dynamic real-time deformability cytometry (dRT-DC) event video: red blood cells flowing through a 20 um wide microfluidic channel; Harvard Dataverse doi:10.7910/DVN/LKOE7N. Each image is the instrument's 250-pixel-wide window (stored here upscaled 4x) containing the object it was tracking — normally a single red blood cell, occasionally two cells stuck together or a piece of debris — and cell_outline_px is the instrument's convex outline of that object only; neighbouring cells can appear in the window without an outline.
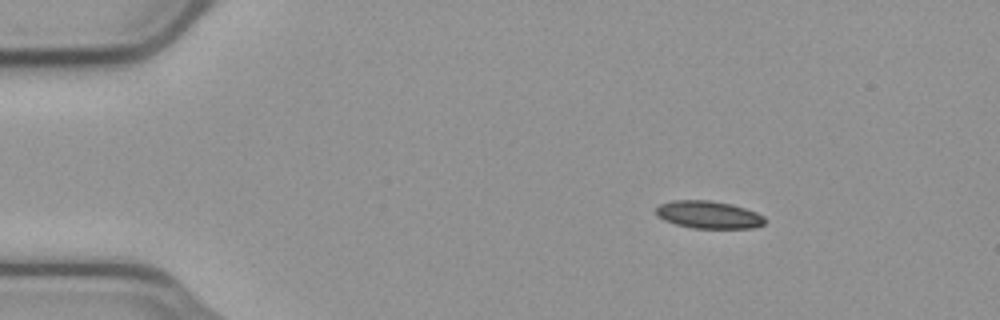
{"species": "common noctule bat (a hibernating species)", "species_latin": "Nyctalus noctula", "temperature_condition": "cold", "stored_images_in_passage": 9, "camera_frame_rate_fps": 3000, "um_per_image_px": 0.085, "animal": {"sex": "male", "body_mass_g": 23.1, "forearm_length_mm": 52.7}, "frame": {"image": 1, "passage_image": 1, "time_ms": 0.0, "image_size_px": [1000, 320], "cell_outline_px": [[768, 220], [764, 224], [756, 228], [692, 228], [676, 224], [664, 220], [656, 216], [656, 208], [660, 204], [672, 200], [708, 200], [732, 204], [756, 212], [764, 216]], "centroid_in_image_um": [60.25, 18.25], "position_along_channel_um": 24.8, "area_um2": 17.63}}